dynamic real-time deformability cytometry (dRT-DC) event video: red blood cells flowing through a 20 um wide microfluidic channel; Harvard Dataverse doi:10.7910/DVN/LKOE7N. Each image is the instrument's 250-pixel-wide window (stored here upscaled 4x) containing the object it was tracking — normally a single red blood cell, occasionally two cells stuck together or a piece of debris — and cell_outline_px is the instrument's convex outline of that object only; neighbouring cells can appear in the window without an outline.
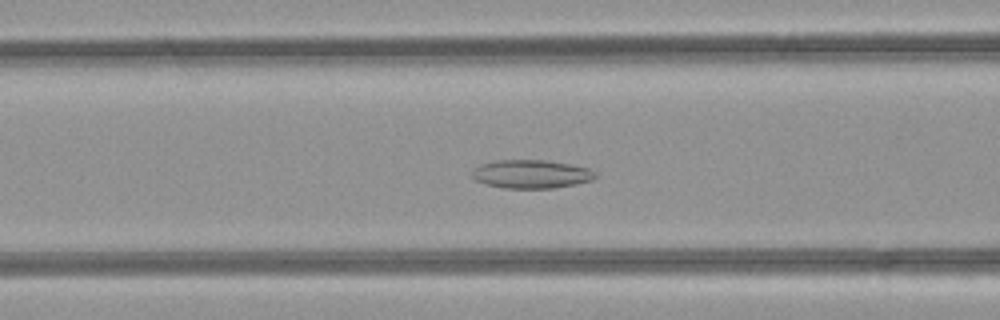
{"species": "common noctule bat (a hibernating species)", "species_latin": "Nyctalus noctula", "temperature_condition": "room temperature", "stored_images_in_passage": 49, "camera_frame_rate_fps": 3000, "um_per_image_px": 0.085, "animal": {"sex": "female", "body_mass_g": 21.9}, "frame": {"image": 1, "passage_image": 19, "time_ms": 6.0, "image_size_px": [1000, 320], "cell_outline_px": [[600, 176], [592, 180], [576, 184], [552, 188], [504, 188], [484, 184], [472, 180], [472, 168], [480, 164], [496, 160], [544, 160], [572, 164], [588, 168], [596, 172]], "centroid_in_image_um": [45.14, 14.79], "position_along_channel_um": 121.5, "area_um2": 20.81}}
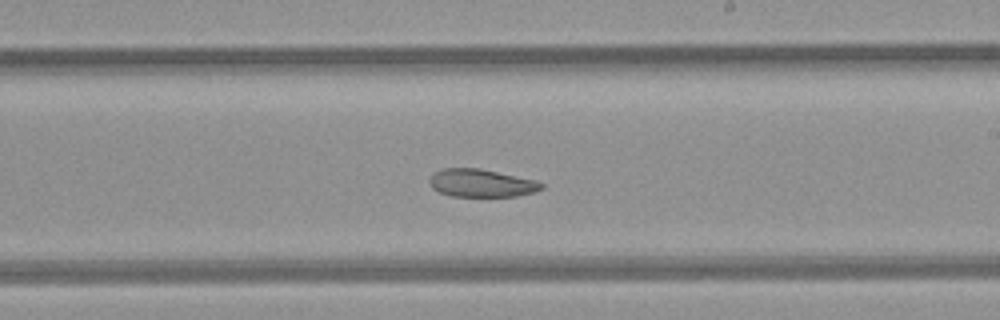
{"frame": {"image": 2, "passage_image": 28, "time_ms": 9.0, "image_size_px": [1000, 320], "cell_outline_px": [[544, 188], [536, 192], [516, 196], [452, 196], [440, 192], [432, 188], [428, 184], [428, 176], [432, 172], [440, 168], [480, 168], [536, 180], [544, 184]], "centroid_in_image_um": [40.88, 15.55], "position_along_channel_um": 248.1, "area_um2": 18.5}}
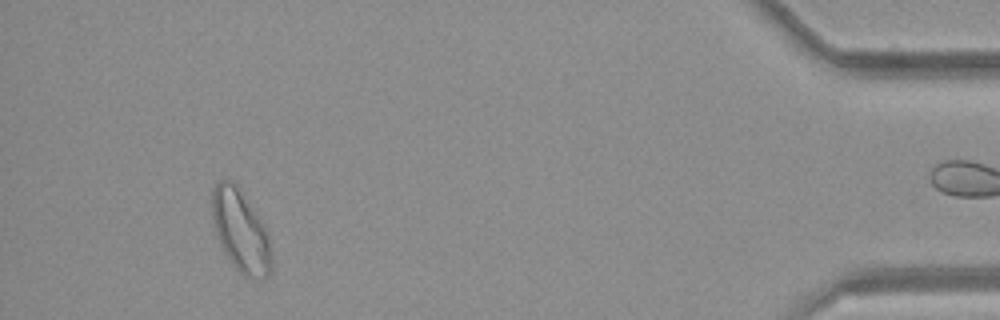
{"frame": {"image": 3, "passage_image": 45, "time_ms": 14.667, "image_size_px": [1000, 320], "cell_outline_px": [[272, 272], [268, 276], [260, 280], [248, 280], [232, 264], [224, 252], [216, 236], [212, 224], [212, 188], [220, 180], [232, 180], [240, 188], [264, 224], [268, 236], [272, 260]], "centroid_in_image_um": [20.46, 19.67], "position_along_channel_um": 414.7, "area_um2": 28.96}}